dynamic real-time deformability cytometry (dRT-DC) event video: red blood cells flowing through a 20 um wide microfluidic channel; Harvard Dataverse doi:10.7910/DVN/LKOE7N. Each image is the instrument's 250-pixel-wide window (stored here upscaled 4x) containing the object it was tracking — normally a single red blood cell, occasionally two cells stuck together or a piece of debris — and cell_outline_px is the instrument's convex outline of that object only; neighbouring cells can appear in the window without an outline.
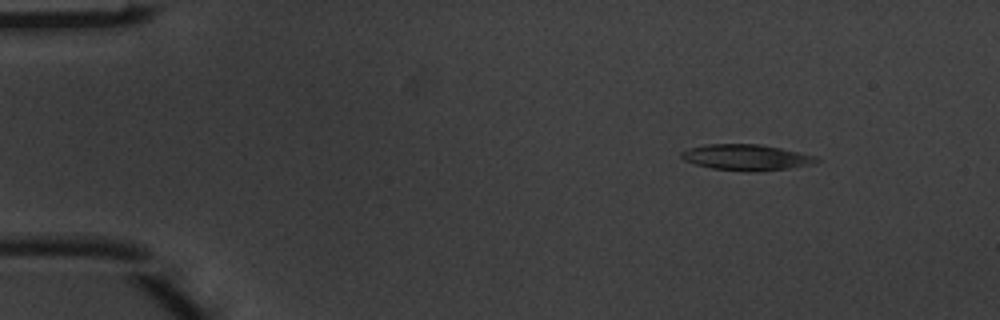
{"species": "common noctule bat (a hibernating species)", "species_latin": "Nyctalus noctula", "temperature_condition": "warm", "stored_images_in_passage": 4, "camera_frame_rate_fps": 3000, "um_per_image_px": 0.085, "animal": {"sex": "male", "body_mass_g": 20.1, "forearm_length_mm": 53.5}, "frame": {"image": 1, "passage_image": 1, "time_ms": 0.0, "image_size_px": [1000, 320], "cell_outline_px": [[820, 160], [812, 164], [788, 168], [752, 172], [748, 172], [712, 168], [696, 164], [684, 160], [680, 156], [680, 152], [688, 148], [704, 144], [760, 144], [780, 148], [816, 156]], "centroid_in_image_um": [63.4, 13.37], "position_along_channel_um": 21.6, "area_um2": 20.35}}
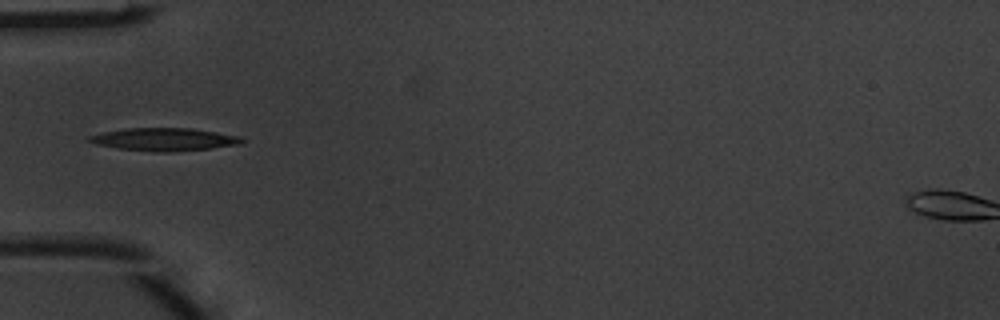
{"frame": {"image": 2, "passage_image": 4, "time_ms": 1.0, "image_size_px": [1000, 320], "cell_outline_px": [[244, 140], [240, 144], [212, 148], [168, 152], [164, 152], [116, 148], [96, 144], [88, 140], [88, 136], [104, 132], [128, 128], [192, 128], [240, 136]], "centroid_in_image_um": [13.98, 11.84], "position_along_channel_um": 71.0, "area_um2": 20.06}}